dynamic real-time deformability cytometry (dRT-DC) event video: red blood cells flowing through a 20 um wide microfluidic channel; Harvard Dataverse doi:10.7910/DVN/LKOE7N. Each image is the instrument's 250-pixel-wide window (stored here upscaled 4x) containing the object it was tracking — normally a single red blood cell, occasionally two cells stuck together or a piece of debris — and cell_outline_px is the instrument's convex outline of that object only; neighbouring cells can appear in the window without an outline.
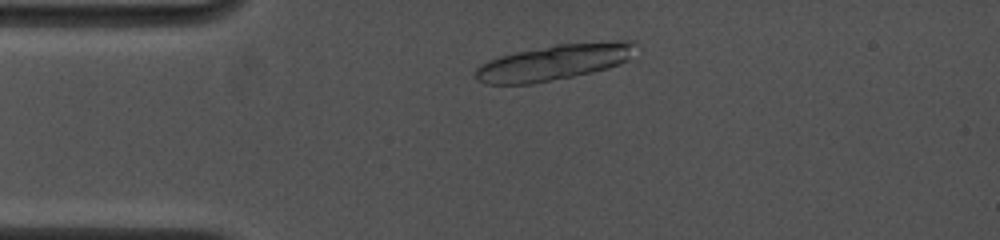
{"species": "common noctule bat (a hibernating species)", "species_latin": "Nyctalus noctula", "temperature_condition": "cold", "stored_images_in_passage": 8, "camera_frame_rate_fps": 4500, "um_per_image_px": 0.085, "animal": {"sex": "female", "body_mass_g": 19.0, "forearm_length_mm": 53.3}, "frame": {"image": 1, "passage_image": 6, "time_ms": 1.111, "image_size_px": [1000, 240], "cell_outline_px": [[636, 44], [628, 60], [620, 64], [608, 68], [592, 72], [532, 84], [488, 84], [476, 80], [476, 68], [480, 64], [488, 60], [500, 56], [516, 52], [556, 44], [624, 40], [636, 40]], "centroid_in_image_um": [47.1, 5.29], "position_along_channel_um": 37.9, "area_um2": 33.29}}